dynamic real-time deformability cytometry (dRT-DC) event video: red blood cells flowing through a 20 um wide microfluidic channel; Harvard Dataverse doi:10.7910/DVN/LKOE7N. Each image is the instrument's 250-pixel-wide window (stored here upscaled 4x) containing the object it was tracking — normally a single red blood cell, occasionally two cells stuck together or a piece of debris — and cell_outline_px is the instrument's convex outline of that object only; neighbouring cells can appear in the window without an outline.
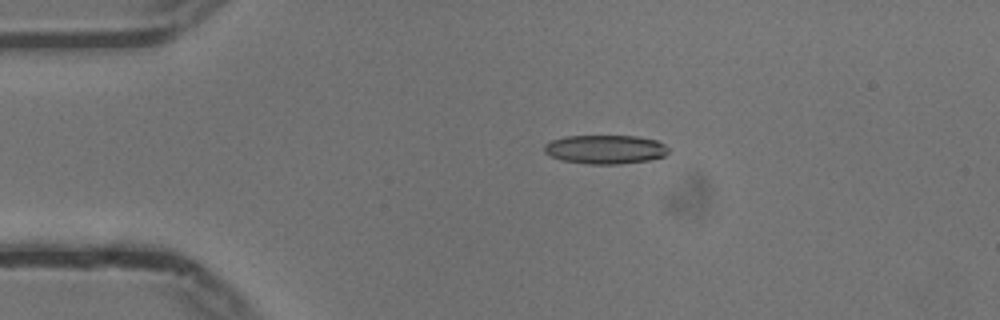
{"species": "common noctule bat (a hibernating species)", "species_latin": "Nyctalus noctula", "temperature_condition": "cold", "stored_images_in_passage": 44, "camera_frame_rate_fps": 3000, "um_per_image_px": 0.085, "animal": {"sex": "male", "body_mass_g": 13.3}, "frame": {"image": 1, "passage_image": 1, "time_ms": 0.0, "image_size_px": [1000, 320], "cell_outline_px": [[668, 152], [664, 156], [648, 160], [620, 164], [592, 164], [560, 160], [544, 152], [544, 144], [552, 140], [564, 136], [636, 136], [656, 140], [664, 144], [668, 148]], "centroid_in_image_um": [51.44, 12.69], "position_along_channel_um": 33.6, "area_um2": 20.87}}
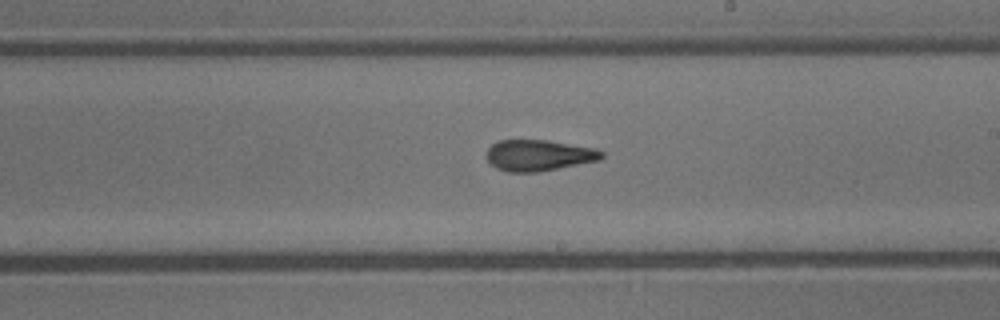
{"frame": {"image": 2, "passage_image": 21, "time_ms": 6.667, "image_size_px": [1000, 320], "cell_outline_px": [[604, 156], [600, 160], [540, 172], [508, 172], [496, 168], [484, 156], [488, 148], [492, 144], [500, 140], [548, 140], [596, 148], [604, 152]], "centroid_in_image_um": [45.8, 13.2], "position_along_channel_um": 243.2, "area_um2": 21.1}}
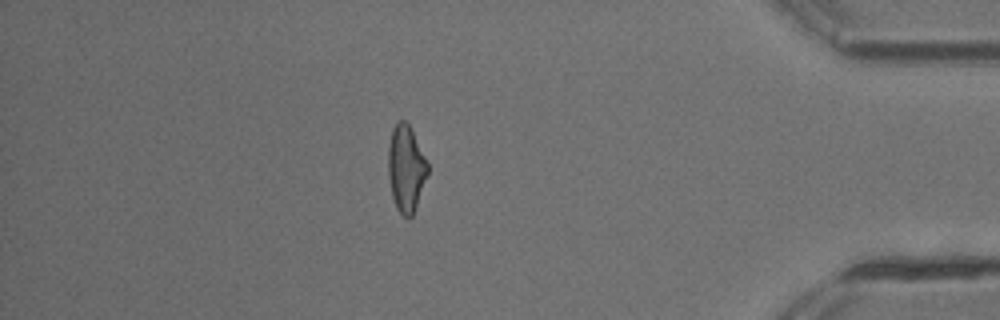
{"frame": {"image": 3, "passage_image": 37, "time_ms": 12.0, "image_size_px": [1000, 320], "cell_outline_px": [[428, 172], [416, 208], [412, 216], [408, 220], [396, 208], [392, 196], [388, 176], [388, 148], [392, 128], [396, 120], [404, 120], [408, 124], [428, 164]], "centroid_in_image_um": [34.49, 14.34], "position_along_channel_um": 400.7, "area_um2": 19.83}, "authors_computed_cell_mechanics": {"area_um2": 20.8658, "velocity_mm_per_s": 3.7503, "shape_relaxation_time_tau1_ms": 9.4815, "shape_relaxation_time_tau2_ms": 2.1958, "deformation_change_tau1": 0.2031, "deformation_change_tau2": 0.0977}}